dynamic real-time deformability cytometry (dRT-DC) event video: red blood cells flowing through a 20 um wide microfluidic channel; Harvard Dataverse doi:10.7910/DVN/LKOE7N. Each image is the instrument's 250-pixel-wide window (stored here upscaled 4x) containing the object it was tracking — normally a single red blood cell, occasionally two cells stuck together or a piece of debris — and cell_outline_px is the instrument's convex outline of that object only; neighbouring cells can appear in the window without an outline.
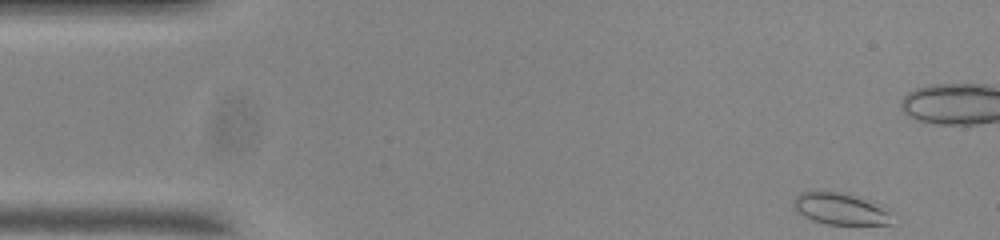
{"species": "common noctule bat (a hibernating species)", "species_latin": "Nyctalus noctula", "temperature_condition": "room temperature", "stored_images_in_passage": 53, "camera_frame_rate_fps": 3000, "um_per_image_px": 0.085, "animal": {"sex": "male", "body_mass_g": 20.0, "forearm_length_mm": 53.3}, "frame": {"image": 1, "passage_image": 1, "time_ms": 0.0, "image_size_px": [1000, 240], "cell_outline_px": [[892, 224], [828, 224], [812, 220], [804, 216], [792, 204], [792, 200], [800, 192], [844, 192], [884, 204], [892, 208]], "centroid_in_image_um": [71.55, 17.74], "position_along_channel_um": 13.4, "area_um2": 18.55}}
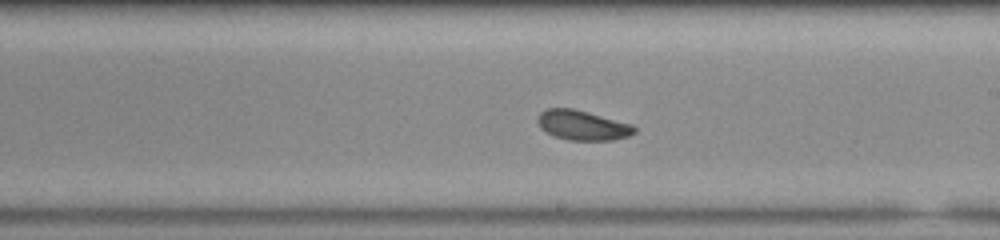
{"frame": {"image": 2, "passage_image": 28, "time_ms": 9.0, "image_size_px": [1000, 240], "cell_outline_px": [[636, 132], [628, 136], [612, 140], [568, 140], [544, 132], [540, 128], [536, 120], [540, 112], [548, 108], [572, 108], [588, 112], [632, 124], [636, 128]], "centroid_in_image_um": [49.48, 10.64], "position_along_channel_um": 239.5, "area_um2": 16.82}}
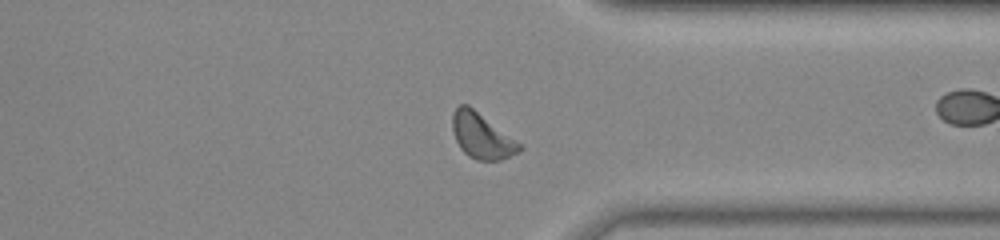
{"frame": {"image": 3, "passage_image": 39, "time_ms": 12.667, "image_size_px": [1000, 240], "cell_outline_px": [[524, 148], [520, 152], [500, 160], [476, 160], [468, 156], [460, 148], [456, 140], [452, 128], [452, 112], [460, 104], [468, 104], [520, 144]], "centroid_in_image_um": [40.92, 11.55], "position_along_channel_um": 370.5, "area_um2": 17.51}, "authors_computed_cell_mechanics": {"area_um2": 16.9354, "velocity_mm_per_s": 3.6632, "shape_relaxation_time_tau1_ms": 2.4129, "shape_relaxation_time_tau2_ms": 8.6241, "deformation_change_tau1": 0.0882, "deformation_change_tau2": 0.1426}}